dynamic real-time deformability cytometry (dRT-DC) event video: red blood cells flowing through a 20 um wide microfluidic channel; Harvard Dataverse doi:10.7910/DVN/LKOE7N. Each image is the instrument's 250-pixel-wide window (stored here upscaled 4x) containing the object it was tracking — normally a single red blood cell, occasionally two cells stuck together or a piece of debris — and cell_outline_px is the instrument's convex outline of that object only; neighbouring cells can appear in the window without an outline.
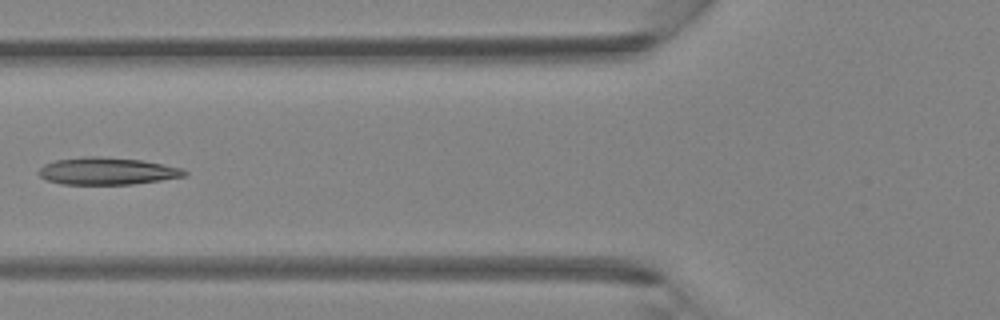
{"species": "Egyptian fruit bat (a non-hibernating species)", "species_latin": "Rousettus aegyptiacus", "temperature_condition": "room temperature", "stored_images_in_passage": 6, "camera_frame_rate_fps": 3000, "um_per_image_px": 0.085, "animal": {"sex": "female"}, "frame": {"image": 1, "passage_image": 6, "time_ms": 1.667, "image_size_px": [1000, 320], "cell_outline_px": [[188, 172], [184, 176], [160, 180], [132, 184], [60, 184], [44, 180], [36, 172], [44, 164], [56, 160], [88, 156], [100, 156], [140, 160], [184, 168]], "centroid_in_image_um": [9.06, 14.54], "position_along_channel_um": 116.7, "area_um2": 23.12}}